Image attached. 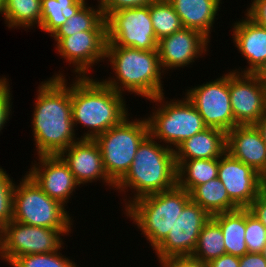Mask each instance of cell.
<instances>
[{"mask_svg":"<svg viewBox=\"0 0 266 267\" xmlns=\"http://www.w3.org/2000/svg\"><path fill=\"white\" fill-rule=\"evenodd\" d=\"M62 71L37 87L32 114L36 155H59L78 141L73 126L70 83Z\"/></svg>","mask_w":266,"mask_h":267,"instance_id":"1","label":"cell"},{"mask_svg":"<svg viewBox=\"0 0 266 267\" xmlns=\"http://www.w3.org/2000/svg\"><path fill=\"white\" fill-rule=\"evenodd\" d=\"M70 84L72 120L87 131L80 139H95L129 116L125 94L116 92L98 78L75 77Z\"/></svg>","mask_w":266,"mask_h":267,"instance_id":"2","label":"cell"},{"mask_svg":"<svg viewBox=\"0 0 266 267\" xmlns=\"http://www.w3.org/2000/svg\"><path fill=\"white\" fill-rule=\"evenodd\" d=\"M176 185L177 166L174 150L160 144L148 134L139 144L129 171L115 185V190L122 195L125 194L122 198L125 209L139 198L170 190ZM128 191L133 194V197L128 196L130 200L126 198Z\"/></svg>","mask_w":266,"mask_h":267,"instance_id":"3","label":"cell"},{"mask_svg":"<svg viewBox=\"0 0 266 267\" xmlns=\"http://www.w3.org/2000/svg\"><path fill=\"white\" fill-rule=\"evenodd\" d=\"M105 60L111 66L113 77L101 81L118 93H130L147 100L165 92L158 50L106 46ZM110 63V64H109Z\"/></svg>","mask_w":266,"mask_h":267,"instance_id":"4","label":"cell"},{"mask_svg":"<svg viewBox=\"0 0 266 267\" xmlns=\"http://www.w3.org/2000/svg\"><path fill=\"white\" fill-rule=\"evenodd\" d=\"M190 200V193L176 185L170 190L139 198L122 211L137 225L154 250L172 230Z\"/></svg>","mask_w":266,"mask_h":267,"instance_id":"5","label":"cell"},{"mask_svg":"<svg viewBox=\"0 0 266 267\" xmlns=\"http://www.w3.org/2000/svg\"><path fill=\"white\" fill-rule=\"evenodd\" d=\"M165 93L149 99L154 102L152 113L147 114L149 134L156 140L172 150L195 134L205 130L200 113L195 106L183 96V98L166 100ZM157 108V109H156ZM149 115V116H148ZM165 143V144H164Z\"/></svg>","mask_w":266,"mask_h":267,"instance_id":"6","label":"cell"},{"mask_svg":"<svg viewBox=\"0 0 266 267\" xmlns=\"http://www.w3.org/2000/svg\"><path fill=\"white\" fill-rule=\"evenodd\" d=\"M20 180L18 185L15 184L13 221L56 230H73L72 215L62 203L50 198L27 173Z\"/></svg>","mask_w":266,"mask_h":267,"instance_id":"7","label":"cell"},{"mask_svg":"<svg viewBox=\"0 0 266 267\" xmlns=\"http://www.w3.org/2000/svg\"><path fill=\"white\" fill-rule=\"evenodd\" d=\"M140 119L127 116L94 139L100 147L106 174L115 185L129 171L139 144L149 134L146 116Z\"/></svg>","mask_w":266,"mask_h":267,"instance_id":"8","label":"cell"},{"mask_svg":"<svg viewBox=\"0 0 266 267\" xmlns=\"http://www.w3.org/2000/svg\"><path fill=\"white\" fill-rule=\"evenodd\" d=\"M72 231L32 226L12 220L4 225L0 259L10 264L19 256L61 250L60 248H65L64 237Z\"/></svg>","mask_w":266,"mask_h":267,"instance_id":"9","label":"cell"},{"mask_svg":"<svg viewBox=\"0 0 266 267\" xmlns=\"http://www.w3.org/2000/svg\"><path fill=\"white\" fill-rule=\"evenodd\" d=\"M106 22V46L157 50L159 40L153 30L149 5L118 10L111 13Z\"/></svg>","mask_w":266,"mask_h":267,"instance_id":"10","label":"cell"},{"mask_svg":"<svg viewBox=\"0 0 266 267\" xmlns=\"http://www.w3.org/2000/svg\"><path fill=\"white\" fill-rule=\"evenodd\" d=\"M188 88L183 94L198 110L208 128H216L226 133L234 128L229 72L217 79Z\"/></svg>","mask_w":266,"mask_h":267,"instance_id":"11","label":"cell"},{"mask_svg":"<svg viewBox=\"0 0 266 267\" xmlns=\"http://www.w3.org/2000/svg\"><path fill=\"white\" fill-rule=\"evenodd\" d=\"M56 52L69 65L75 77H92L91 68L104 63L107 45V30H88L64 38H54ZM75 68V69H74ZM78 74V75H77Z\"/></svg>","mask_w":266,"mask_h":267,"instance_id":"12","label":"cell"},{"mask_svg":"<svg viewBox=\"0 0 266 267\" xmlns=\"http://www.w3.org/2000/svg\"><path fill=\"white\" fill-rule=\"evenodd\" d=\"M211 216L197 203L190 200L176 219L172 230L153 250L158 258L171 259L177 256H192L203 226Z\"/></svg>","mask_w":266,"mask_h":267,"instance_id":"13","label":"cell"},{"mask_svg":"<svg viewBox=\"0 0 266 267\" xmlns=\"http://www.w3.org/2000/svg\"><path fill=\"white\" fill-rule=\"evenodd\" d=\"M230 102L237 125H254L266 112V86L251 73L229 70Z\"/></svg>","mask_w":266,"mask_h":267,"instance_id":"14","label":"cell"},{"mask_svg":"<svg viewBox=\"0 0 266 267\" xmlns=\"http://www.w3.org/2000/svg\"><path fill=\"white\" fill-rule=\"evenodd\" d=\"M211 41L194 29L183 28L158 41V54L162 71L176 70L192 65L197 58L208 55ZM201 56V57H200Z\"/></svg>","mask_w":266,"mask_h":267,"instance_id":"15","label":"cell"},{"mask_svg":"<svg viewBox=\"0 0 266 267\" xmlns=\"http://www.w3.org/2000/svg\"><path fill=\"white\" fill-rule=\"evenodd\" d=\"M36 159L38 162L32 161L26 173L50 198L67 207L75 189L80 187L73 173L59 155H41Z\"/></svg>","mask_w":266,"mask_h":267,"instance_id":"16","label":"cell"},{"mask_svg":"<svg viewBox=\"0 0 266 267\" xmlns=\"http://www.w3.org/2000/svg\"><path fill=\"white\" fill-rule=\"evenodd\" d=\"M218 179L239 208H248L263 190L259 173L228 152L219 158Z\"/></svg>","mask_w":266,"mask_h":267,"instance_id":"17","label":"cell"},{"mask_svg":"<svg viewBox=\"0 0 266 267\" xmlns=\"http://www.w3.org/2000/svg\"><path fill=\"white\" fill-rule=\"evenodd\" d=\"M59 156L67 164L79 185L99 180L103 185L110 186V189H115V184L106 174L100 147L94 139H79Z\"/></svg>","mask_w":266,"mask_h":267,"instance_id":"18","label":"cell"},{"mask_svg":"<svg viewBox=\"0 0 266 267\" xmlns=\"http://www.w3.org/2000/svg\"><path fill=\"white\" fill-rule=\"evenodd\" d=\"M232 23V41L238 53L247 60L246 68L230 69L239 73L253 74L266 60V29L245 15ZM241 69V70H240Z\"/></svg>","mask_w":266,"mask_h":267,"instance_id":"19","label":"cell"},{"mask_svg":"<svg viewBox=\"0 0 266 267\" xmlns=\"http://www.w3.org/2000/svg\"><path fill=\"white\" fill-rule=\"evenodd\" d=\"M226 152L258 173L266 166V144L255 125H237L228 131Z\"/></svg>","mask_w":266,"mask_h":267,"instance_id":"20","label":"cell"},{"mask_svg":"<svg viewBox=\"0 0 266 267\" xmlns=\"http://www.w3.org/2000/svg\"><path fill=\"white\" fill-rule=\"evenodd\" d=\"M184 28L194 29L211 40V32L218 12L221 10L222 0H168ZM216 19V20H215Z\"/></svg>","mask_w":266,"mask_h":267,"instance_id":"21","label":"cell"},{"mask_svg":"<svg viewBox=\"0 0 266 267\" xmlns=\"http://www.w3.org/2000/svg\"><path fill=\"white\" fill-rule=\"evenodd\" d=\"M227 149V133L206 128L181 143L175 150V160L219 159Z\"/></svg>","mask_w":266,"mask_h":267,"instance_id":"22","label":"cell"},{"mask_svg":"<svg viewBox=\"0 0 266 267\" xmlns=\"http://www.w3.org/2000/svg\"><path fill=\"white\" fill-rule=\"evenodd\" d=\"M221 228L227 254L242 257L248 253L245 243L246 208L219 213L211 217Z\"/></svg>","mask_w":266,"mask_h":267,"instance_id":"23","label":"cell"},{"mask_svg":"<svg viewBox=\"0 0 266 267\" xmlns=\"http://www.w3.org/2000/svg\"><path fill=\"white\" fill-rule=\"evenodd\" d=\"M177 185L191 192L196 186L218 178L219 159L175 160Z\"/></svg>","mask_w":266,"mask_h":267,"instance_id":"24","label":"cell"},{"mask_svg":"<svg viewBox=\"0 0 266 267\" xmlns=\"http://www.w3.org/2000/svg\"><path fill=\"white\" fill-rule=\"evenodd\" d=\"M190 197L193 202L199 204L211 217L219 213L239 209L229 198L226 188L218 178L196 186L190 192Z\"/></svg>","mask_w":266,"mask_h":267,"instance_id":"25","label":"cell"},{"mask_svg":"<svg viewBox=\"0 0 266 267\" xmlns=\"http://www.w3.org/2000/svg\"><path fill=\"white\" fill-rule=\"evenodd\" d=\"M85 3L50 37L64 38L88 30H107V22L99 5ZM96 7V8H95Z\"/></svg>","mask_w":266,"mask_h":267,"instance_id":"26","label":"cell"},{"mask_svg":"<svg viewBox=\"0 0 266 267\" xmlns=\"http://www.w3.org/2000/svg\"><path fill=\"white\" fill-rule=\"evenodd\" d=\"M2 15L8 29L39 27L41 0H5Z\"/></svg>","mask_w":266,"mask_h":267,"instance_id":"27","label":"cell"},{"mask_svg":"<svg viewBox=\"0 0 266 267\" xmlns=\"http://www.w3.org/2000/svg\"><path fill=\"white\" fill-rule=\"evenodd\" d=\"M86 0H41L39 29L51 36L68 18L73 16Z\"/></svg>","mask_w":266,"mask_h":267,"instance_id":"28","label":"cell"},{"mask_svg":"<svg viewBox=\"0 0 266 267\" xmlns=\"http://www.w3.org/2000/svg\"><path fill=\"white\" fill-rule=\"evenodd\" d=\"M226 253L224 236L220 226L210 218L203 226L192 256L196 259L210 262Z\"/></svg>","mask_w":266,"mask_h":267,"instance_id":"29","label":"cell"},{"mask_svg":"<svg viewBox=\"0 0 266 267\" xmlns=\"http://www.w3.org/2000/svg\"><path fill=\"white\" fill-rule=\"evenodd\" d=\"M154 33L158 40L182 30L181 19L168 0H156L149 5Z\"/></svg>","mask_w":266,"mask_h":267,"instance_id":"30","label":"cell"},{"mask_svg":"<svg viewBox=\"0 0 266 267\" xmlns=\"http://www.w3.org/2000/svg\"><path fill=\"white\" fill-rule=\"evenodd\" d=\"M49 253L29 254L16 257L9 265L12 267H80L70 257L60 251Z\"/></svg>","mask_w":266,"mask_h":267,"instance_id":"31","label":"cell"},{"mask_svg":"<svg viewBox=\"0 0 266 267\" xmlns=\"http://www.w3.org/2000/svg\"><path fill=\"white\" fill-rule=\"evenodd\" d=\"M16 182L0 166V221L6 225L13 220V203Z\"/></svg>","mask_w":266,"mask_h":267,"instance_id":"32","label":"cell"},{"mask_svg":"<svg viewBox=\"0 0 266 267\" xmlns=\"http://www.w3.org/2000/svg\"><path fill=\"white\" fill-rule=\"evenodd\" d=\"M245 243L249 253H261L266 245V227L246 208Z\"/></svg>","mask_w":266,"mask_h":267,"instance_id":"33","label":"cell"},{"mask_svg":"<svg viewBox=\"0 0 266 267\" xmlns=\"http://www.w3.org/2000/svg\"><path fill=\"white\" fill-rule=\"evenodd\" d=\"M9 79L2 75L0 77V132L6 126L9 121L10 115H12V91H10Z\"/></svg>","mask_w":266,"mask_h":267,"instance_id":"34","label":"cell"},{"mask_svg":"<svg viewBox=\"0 0 266 267\" xmlns=\"http://www.w3.org/2000/svg\"><path fill=\"white\" fill-rule=\"evenodd\" d=\"M156 0H97L105 19L113 12L125 8H135L150 5Z\"/></svg>","mask_w":266,"mask_h":267,"instance_id":"35","label":"cell"},{"mask_svg":"<svg viewBox=\"0 0 266 267\" xmlns=\"http://www.w3.org/2000/svg\"><path fill=\"white\" fill-rule=\"evenodd\" d=\"M251 2L244 15L266 29V0H251Z\"/></svg>","mask_w":266,"mask_h":267,"instance_id":"36","label":"cell"},{"mask_svg":"<svg viewBox=\"0 0 266 267\" xmlns=\"http://www.w3.org/2000/svg\"><path fill=\"white\" fill-rule=\"evenodd\" d=\"M248 209L266 227V190L258 194Z\"/></svg>","mask_w":266,"mask_h":267,"instance_id":"37","label":"cell"},{"mask_svg":"<svg viewBox=\"0 0 266 267\" xmlns=\"http://www.w3.org/2000/svg\"><path fill=\"white\" fill-rule=\"evenodd\" d=\"M239 267H266V259L261 253H246L239 257Z\"/></svg>","mask_w":266,"mask_h":267,"instance_id":"38","label":"cell"},{"mask_svg":"<svg viewBox=\"0 0 266 267\" xmlns=\"http://www.w3.org/2000/svg\"><path fill=\"white\" fill-rule=\"evenodd\" d=\"M176 267H209L208 262L194 258L193 256H177L169 259Z\"/></svg>","mask_w":266,"mask_h":267,"instance_id":"39","label":"cell"},{"mask_svg":"<svg viewBox=\"0 0 266 267\" xmlns=\"http://www.w3.org/2000/svg\"><path fill=\"white\" fill-rule=\"evenodd\" d=\"M209 267H239V257L225 253L209 262Z\"/></svg>","mask_w":266,"mask_h":267,"instance_id":"40","label":"cell"},{"mask_svg":"<svg viewBox=\"0 0 266 267\" xmlns=\"http://www.w3.org/2000/svg\"><path fill=\"white\" fill-rule=\"evenodd\" d=\"M261 134V137L266 144V112L263 116L254 124Z\"/></svg>","mask_w":266,"mask_h":267,"instance_id":"41","label":"cell"},{"mask_svg":"<svg viewBox=\"0 0 266 267\" xmlns=\"http://www.w3.org/2000/svg\"><path fill=\"white\" fill-rule=\"evenodd\" d=\"M253 74L266 86V60Z\"/></svg>","mask_w":266,"mask_h":267,"instance_id":"42","label":"cell"},{"mask_svg":"<svg viewBox=\"0 0 266 267\" xmlns=\"http://www.w3.org/2000/svg\"><path fill=\"white\" fill-rule=\"evenodd\" d=\"M260 184L263 190H266V166L259 173Z\"/></svg>","mask_w":266,"mask_h":267,"instance_id":"43","label":"cell"},{"mask_svg":"<svg viewBox=\"0 0 266 267\" xmlns=\"http://www.w3.org/2000/svg\"><path fill=\"white\" fill-rule=\"evenodd\" d=\"M160 267H176L169 259H157Z\"/></svg>","mask_w":266,"mask_h":267,"instance_id":"44","label":"cell"},{"mask_svg":"<svg viewBox=\"0 0 266 267\" xmlns=\"http://www.w3.org/2000/svg\"><path fill=\"white\" fill-rule=\"evenodd\" d=\"M4 238V224L0 221V246Z\"/></svg>","mask_w":266,"mask_h":267,"instance_id":"45","label":"cell"},{"mask_svg":"<svg viewBox=\"0 0 266 267\" xmlns=\"http://www.w3.org/2000/svg\"><path fill=\"white\" fill-rule=\"evenodd\" d=\"M4 6H5V0H0V16H2L3 14Z\"/></svg>","mask_w":266,"mask_h":267,"instance_id":"46","label":"cell"},{"mask_svg":"<svg viewBox=\"0 0 266 267\" xmlns=\"http://www.w3.org/2000/svg\"><path fill=\"white\" fill-rule=\"evenodd\" d=\"M261 254L265 257L266 259V245L264 246L263 250L261 251Z\"/></svg>","mask_w":266,"mask_h":267,"instance_id":"47","label":"cell"}]
</instances>
